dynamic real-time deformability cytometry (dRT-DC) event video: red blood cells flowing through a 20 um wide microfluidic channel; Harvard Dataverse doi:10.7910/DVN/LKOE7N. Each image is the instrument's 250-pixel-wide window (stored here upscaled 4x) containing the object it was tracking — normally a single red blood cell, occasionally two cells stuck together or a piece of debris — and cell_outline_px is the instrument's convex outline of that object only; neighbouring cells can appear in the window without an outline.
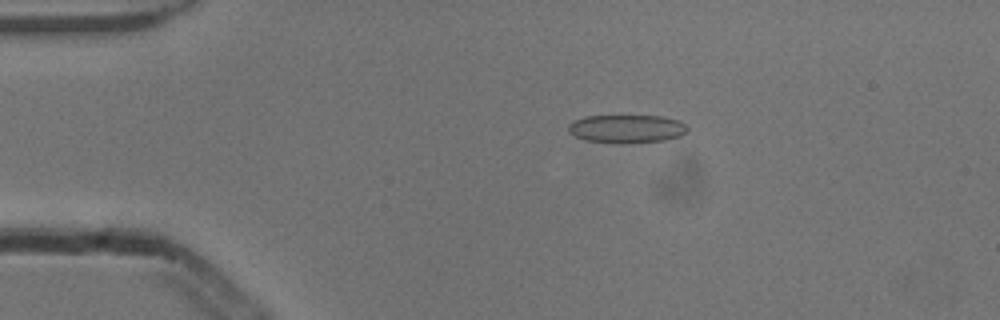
{"species": "common noctule bat (a hibernating species)", "species_latin": "Nyctalus noctula", "temperature_condition": "cold", "stored_images_in_passage": 53, "camera_frame_rate_fps": 3000, "um_per_image_px": 0.085, "animal": {"sex": "male", "body_mass_g": 13.3}, "frame": {"image": 1, "passage_image": 11, "time_ms": 3.333, "image_size_px": [1000, 320], "cell_outline_px": [[688, 132], [680, 136], [664, 140], [624, 144], [620, 144], [584, 140], [568, 132], [568, 124], [572, 120], [584, 116], [664, 116], [680, 120], [688, 128]], "centroid_in_image_um": [53.26, 10.95], "position_along_channel_um": 31.7, "area_um2": 19.94}}
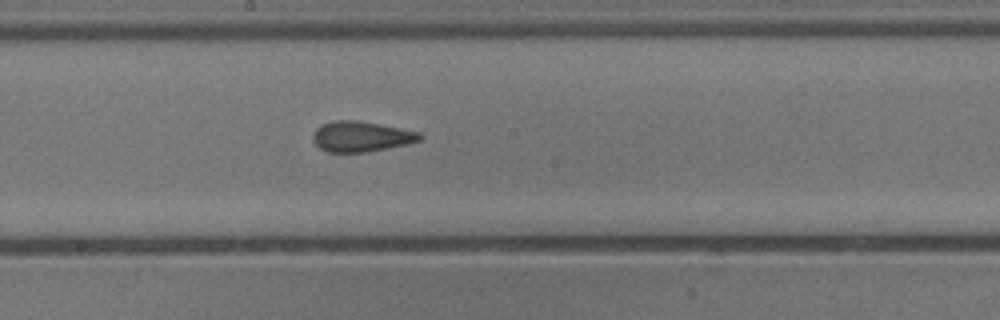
{"frame": {"image": 2, "passage_image": 29, "time_ms": 9.333, "image_size_px": [1000, 320], "cell_outline_px": [[424, 136], [420, 140], [408, 144], [364, 152], [328, 152], [320, 148], [312, 140], [312, 136], [316, 128], [320, 124], [332, 120], [356, 120], [400, 128], [420, 132]], "centroid_in_image_um": [30.67, 11.59], "position_along_channel_um": 217.5, "area_um2": 18.96}}
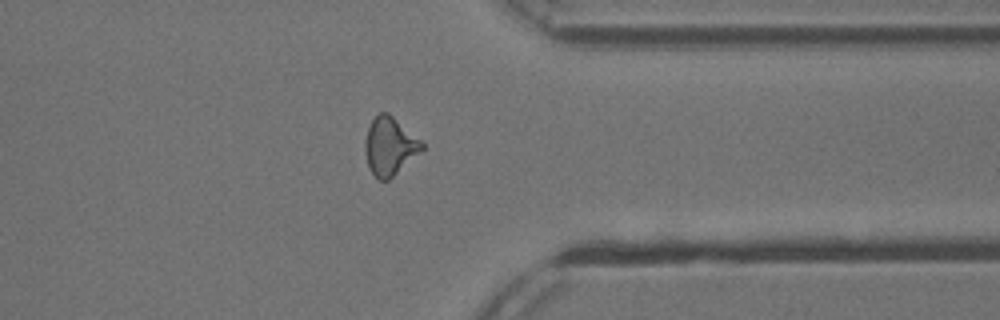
{"frame": {"image": 3, "passage_image": 42, "time_ms": 13.667, "image_size_px": [1000, 320], "cell_outline_px": [[424, 148], [388, 180], [380, 180], [368, 168], [364, 152], [364, 144], [368, 128], [372, 120], [380, 112], [388, 112], [420, 140], [424, 144]], "centroid_in_image_um": [33.09, 12.42], "position_along_channel_um": 378.3, "area_um2": 18.84}, "authors_computed_cell_mechanics": {"area_um2": 18.9006, "velocity_mm_per_s": 3.8795, "shape_relaxation_time_tau1_ms": 6.3155, "shape_relaxation_time_tau2_ms": 1.5069, "deformation_change_tau1": 0.1505, "deformation_change_tau2": 0.1079}}